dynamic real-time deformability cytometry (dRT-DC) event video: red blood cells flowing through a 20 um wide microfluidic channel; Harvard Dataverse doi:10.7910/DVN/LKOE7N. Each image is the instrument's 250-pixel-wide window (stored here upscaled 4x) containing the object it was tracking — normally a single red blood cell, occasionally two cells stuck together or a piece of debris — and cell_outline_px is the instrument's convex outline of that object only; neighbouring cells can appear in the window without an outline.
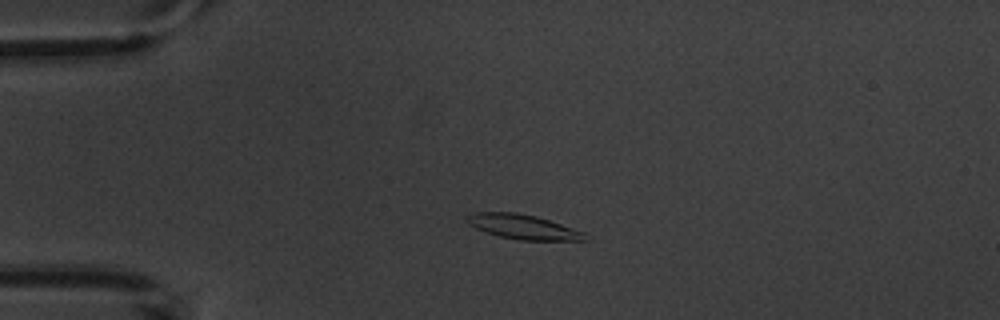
{"species": "common noctule bat (a hibernating species)", "species_latin": "Nyctalus noctula", "temperature_condition": "warm", "stored_images_in_passage": 4, "camera_frame_rate_fps": 3000, "um_per_image_px": 0.085, "animal": {"sex": "male", "body_mass_g": 20.1, "forearm_length_mm": 53.5}, "frame": {"image": 1, "passage_image": 3, "time_ms": 2.333, "image_size_px": [1000, 320], "cell_outline_px": [[588, 240], [520, 240], [500, 236], [476, 228], [468, 224], [464, 216], [476, 212], [516, 212], [536, 216], [584, 232]], "centroid_in_image_um": [44.42, 19.27], "position_along_channel_um": 40.6, "area_um2": 16.7}}